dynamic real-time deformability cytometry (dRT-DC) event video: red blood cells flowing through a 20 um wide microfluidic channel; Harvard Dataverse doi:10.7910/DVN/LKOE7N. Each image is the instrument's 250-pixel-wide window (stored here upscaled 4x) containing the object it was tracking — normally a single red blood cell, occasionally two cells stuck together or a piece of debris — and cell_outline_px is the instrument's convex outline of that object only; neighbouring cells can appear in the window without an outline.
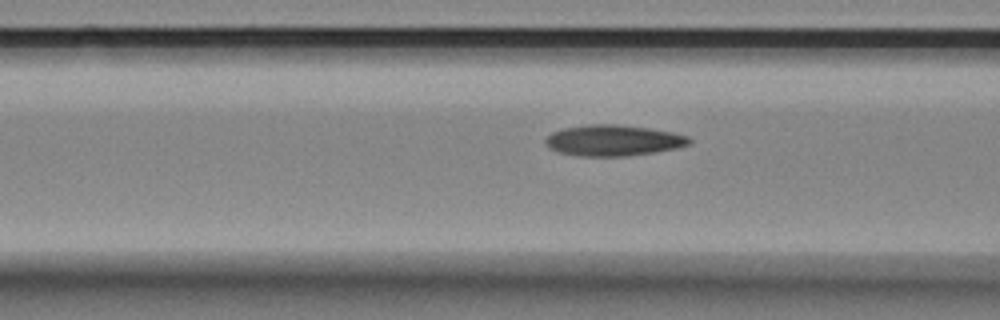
{"species": "Egyptian fruit bat (a non-hibernating species)", "species_latin": "Rousettus aegyptiacus", "temperature_condition": "room temperature", "stored_images_in_passage": 14, "camera_frame_rate_fps": 3000, "um_per_image_px": 0.085, "animal": {"sex": "female"}, "frame": {"image": 1, "passage_image": 12, "time_ms": 3.667, "image_size_px": [1000, 320], "cell_outline_px": [[692, 140], [688, 144], [676, 148], [628, 156], [580, 156], [560, 152], [548, 148], [544, 144], [544, 140], [552, 132], [564, 128], [592, 124], [616, 124], [648, 128], [676, 132], [688, 136]], "centroid_in_image_um": [52.12, 11.93], "position_along_channel_um": 114.5, "area_um2": 25.89}}